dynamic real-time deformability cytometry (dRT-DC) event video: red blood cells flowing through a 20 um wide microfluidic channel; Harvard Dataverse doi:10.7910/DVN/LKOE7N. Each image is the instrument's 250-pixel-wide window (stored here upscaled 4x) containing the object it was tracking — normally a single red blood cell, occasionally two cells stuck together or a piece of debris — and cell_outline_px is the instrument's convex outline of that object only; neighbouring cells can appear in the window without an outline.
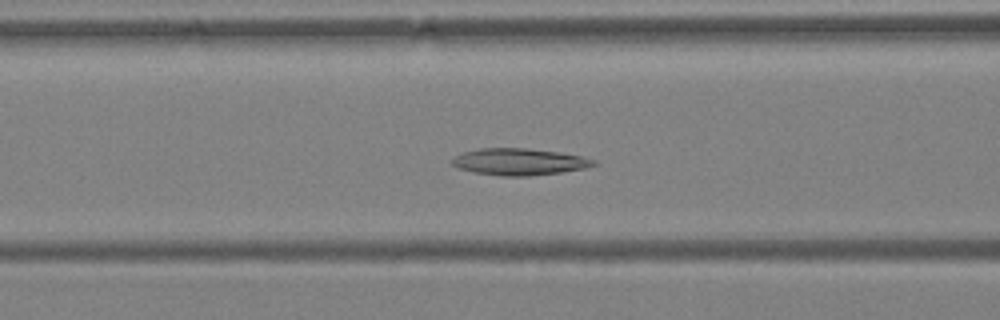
{"species": "Egyptian fruit bat (a non-hibernating species)", "species_latin": "Rousettus aegyptiacus", "temperature_condition": "warm", "stored_images_in_passage": 33, "camera_frame_rate_fps": 3000, "um_per_image_px": 0.085, "animal": {"sex": "female"}, "frame": {"image": 1, "passage_image": 7, "time_ms": 2.0, "image_size_px": [1000, 320], "cell_outline_px": [[596, 164], [584, 168], [560, 172], [528, 176], [500, 176], [472, 172], [456, 168], [452, 164], [452, 160], [456, 156], [464, 152], [480, 148], [528, 148], [560, 152], [580, 156], [596, 160]], "centroid_in_image_um": [44.1, 13.75], "position_along_channel_um": 122.5, "area_um2": 22.02}}
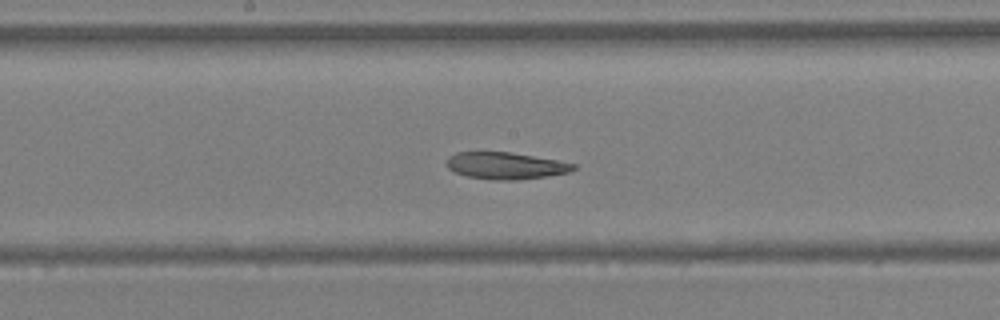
{"frame": {"image": 2, "passage_image": 13, "time_ms": 4.0, "image_size_px": [1000, 320], "cell_outline_px": [[576, 168], [568, 172], [544, 176], [516, 180], [492, 180], [468, 176], [456, 172], [448, 168], [448, 156], [456, 152], [508, 152], [556, 160], [576, 164]], "centroid_in_image_um": [42.96, 14.08], "position_along_channel_um": 205.2, "area_um2": 19.48}}
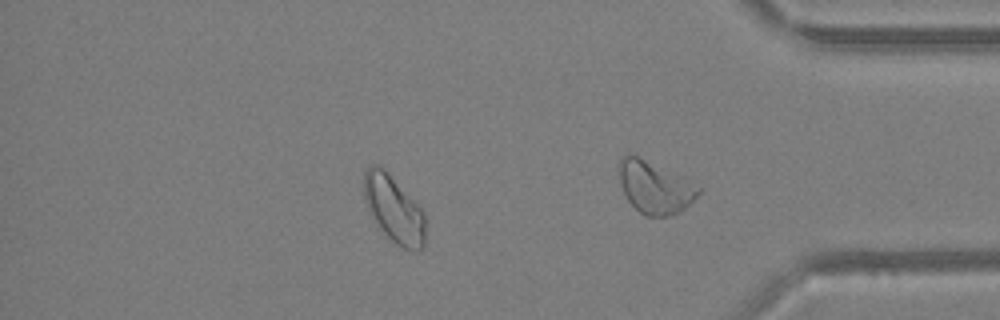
{"frame": {"image": 3, "passage_image": 26, "time_ms": 8.333, "image_size_px": [1000, 320], "cell_outline_px": [[428, 220], [424, 248], [416, 252], [404, 248], [396, 244], [380, 228], [368, 212], [364, 200], [364, 172], [372, 164], [380, 164], [388, 172], [424, 212]], "centroid_in_image_um": [33.51, 17.8], "position_along_channel_um": 401.7, "area_um2": 24.33}, "authors_computed_cell_mechanics": {"area_um2": 21.675, "velocity_mm_per_s": 4.1462, "shape_relaxation_time_tau1_ms": 6.9094, "shape_relaxation_time_tau2_ms": 4.3879, "deformation_change_tau1": 0.1829, "deformation_change_tau2": 0.1397}}